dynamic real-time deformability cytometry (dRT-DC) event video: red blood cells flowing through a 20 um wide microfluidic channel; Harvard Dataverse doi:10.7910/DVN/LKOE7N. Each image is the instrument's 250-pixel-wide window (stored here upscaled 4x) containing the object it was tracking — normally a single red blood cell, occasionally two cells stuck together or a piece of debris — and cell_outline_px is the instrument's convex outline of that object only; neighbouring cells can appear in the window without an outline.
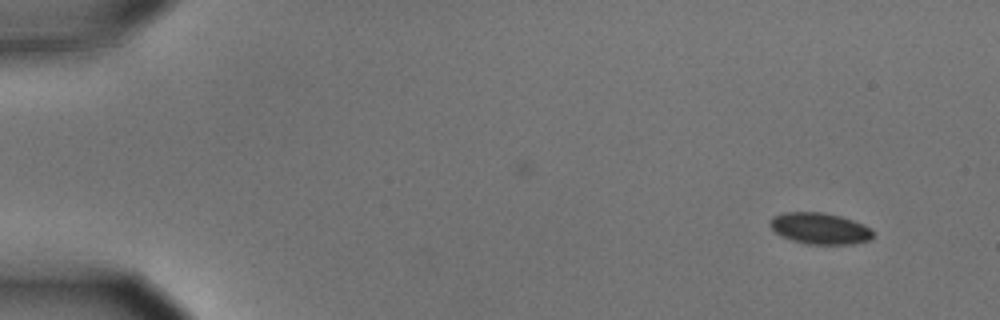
{"species": "common noctule bat (a hibernating species)", "species_latin": "Nyctalus noctula", "temperature_condition": "cold", "stored_images_in_passage": 4, "camera_frame_rate_fps": 3000, "um_per_image_px": 0.085, "animal": {"sex": "male", "body_mass_g": 15.6}, "frame": {"image": 1, "passage_image": 1, "time_ms": 0.0, "image_size_px": [1000, 320], "cell_outline_px": [[872, 240], [852, 244], [808, 244], [792, 240], [780, 236], [768, 224], [768, 220], [772, 216], [784, 212], [824, 212], [840, 216], [864, 224], [872, 228]], "centroid_in_image_um": [69.67, 19.41], "position_along_channel_um": 15.3, "area_um2": 19.02}}
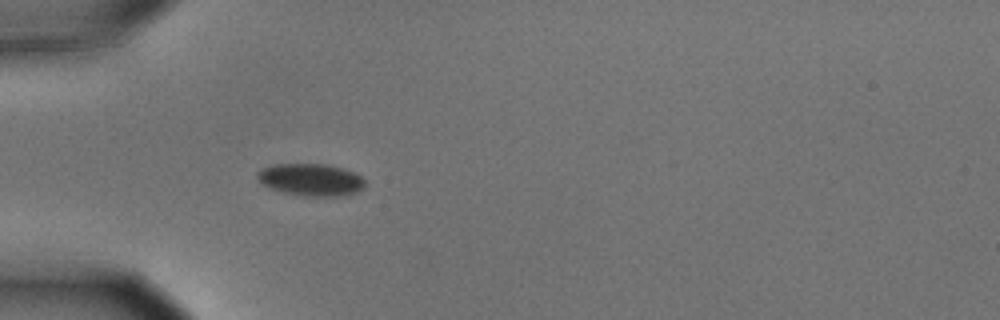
{"frame": {"image": 2, "passage_image": 4, "time_ms": 1.0, "image_size_px": [1000, 320], "cell_outline_px": [[364, 188], [356, 192], [344, 196], [308, 196], [284, 192], [260, 184], [256, 176], [256, 172], [272, 164], [324, 164], [340, 168], [352, 172], [360, 176], [364, 180]], "centroid_in_image_um": [26.4, 15.28], "position_along_channel_um": 58.6, "area_um2": 20.06}}